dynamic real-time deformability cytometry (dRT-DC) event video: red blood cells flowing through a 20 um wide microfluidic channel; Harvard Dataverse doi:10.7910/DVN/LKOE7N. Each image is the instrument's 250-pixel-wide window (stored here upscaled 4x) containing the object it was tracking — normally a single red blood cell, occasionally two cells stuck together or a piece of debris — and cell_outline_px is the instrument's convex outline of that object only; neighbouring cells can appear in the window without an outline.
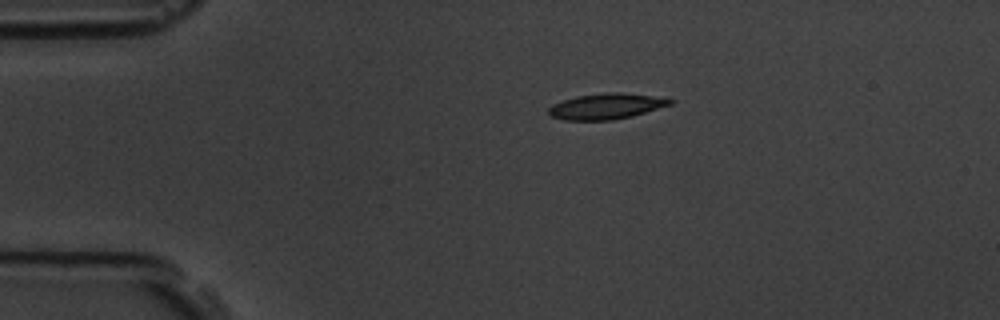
{"species": "common noctule bat (a hibernating species)", "species_latin": "Nyctalus noctula", "temperature_condition": "room temperature", "stored_images_in_passage": 3, "camera_frame_rate_fps": 3000, "um_per_image_px": 0.085, "animal": {"sex": "male", "body_mass_g": 19.5, "forearm_length_mm": 54.6}, "frame": {"image": 1, "passage_image": 1, "time_ms": 0.0, "image_size_px": [1000, 320], "cell_outline_px": [[676, 100], [672, 104], [632, 116], [612, 120], [564, 120], [552, 116], [548, 112], [548, 108], [552, 104], [576, 96], [604, 92], [620, 92], [668, 96]], "centroid_in_image_um": [51.63, 9.01], "position_along_channel_um": 33.4, "area_um2": 18.61}}
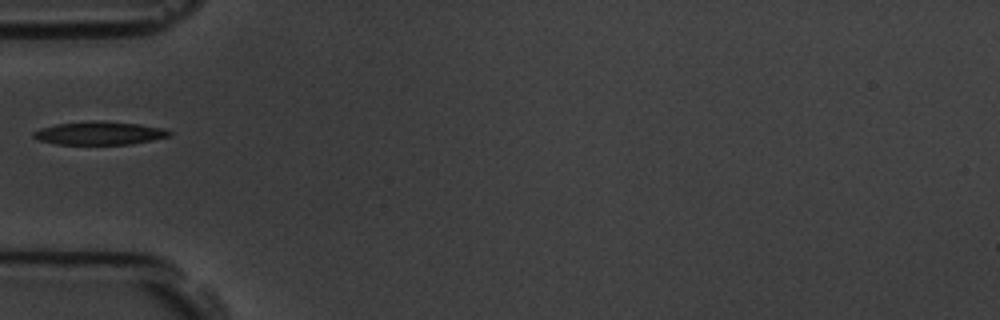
{"frame": {"image": 2, "passage_image": 3, "time_ms": 2.333, "image_size_px": [1000, 320], "cell_outline_px": [[172, 132], [168, 136], [152, 140], [132, 144], [56, 144], [36, 140], [32, 136], [32, 132], [40, 128], [56, 124], [100, 120], [140, 124], [164, 128]], "centroid_in_image_um": [8.42, 11.31], "position_along_channel_um": 76.6, "area_um2": 18.44}}